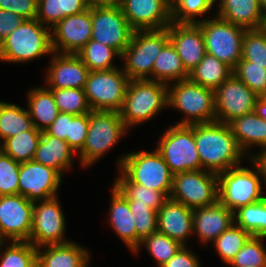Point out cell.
<instances>
[{
  "instance_id": "ac0fdd59",
  "label": "cell",
  "mask_w": 266,
  "mask_h": 267,
  "mask_svg": "<svg viewBox=\"0 0 266 267\" xmlns=\"http://www.w3.org/2000/svg\"><path fill=\"white\" fill-rule=\"evenodd\" d=\"M92 36V8L70 15L51 28V46L55 53L76 54Z\"/></svg>"
},
{
  "instance_id": "3957f363",
  "label": "cell",
  "mask_w": 266,
  "mask_h": 267,
  "mask_svg": "<svg viewBox=\"0 0 266 267\" xmlns=\"http://www.w3.org/2000/svg\"><path fill=\"white\" fill-rule=\"evenodd\" d=\"M252 168L239 165L218 174V201L233 213L266 197L259 165L251 158Z\"/></svg>"
},
{
  "instance_id": "836d02e7",
  "label": "cell",
  "mask_w": 266,
  "mask_h": 267,
  "mask_svg": "<svg viewBox=\"0 0 266 267\" xmlns=\"http://www.w3.org/2000/svg\"><path fill=\"white\" fill-rule=\"evenodd\" d=\"M41 136L42 131L34 127L32 130L7 138L1 144V150L19 163L33 160Z\"/></svg>"
},
{
  "instance_id": "74e56055",
  "label": "cell",
  "mask_w": 266,
  "mask_h": 267,
  "mask_svg": "<svg viewBox=\"0 0 266 267\" xmlns=\"http://www.w3.org/2000/svg\"><path fill=\"white\" fill-rule=\"evenodd\" d=\"M251 236L248 231L233 223L212 242V245H214L218 256L227 265L231 263Z\"/></svg>"
},
{
  "instance_id": "f5cc1de1",
  "label": "cell",
  "mask_w": 266,
  "mask_h": 267,
  "mask_svg": "<svg viewBox=\"0 0 266 267\" xmlns=\"http://www.w3.org/2000/svg\"><path fill=\"white\" fill-rule=\"evenodd\" d=\"M69 121H72V114L60 112L45 132L58 139L65 140L69 144Z\"/></svg>"
},
{
  "instance_id": "83f0119b",
  "label": "cell",
  "mask_w": 266,
  "mask_h": 267,
  "mask_svg": "<svg viewBox=\"0 0 266 267\" xmlns=\"http://www.w3.org/2000/svg\"><path fill=\"white\" fill-rule=\"evenodd\" d=\"M228 125L248 159L252 158L250 150L254 146H259L260 151L266 149V122L254 111L234 119Z\"/></svg>"
},
{
  "instance_id": "7bdbcfd3",
  "label": "cell",
  "mask_w": 266,
  "mask_h": 267,
  "mask_svg": "<svg viewBox=\"0 0 266 267\" xmlns=\"http://www.w3.org/2000/svg\"><path fill=\"white\" fill-rule=\"evenodd\" d=\"M241 58L252 62V65L266 69V33L261 29L246 30Z\"/></svg>"
},
{
  "instance_id": "9c48e42d",
  "label": "cell",
  "mask_w": 266,
  "mask_h": 267,
  "mask_svg": "<svg viewBox=\"0 0 266 267\" xmlns=\"http://www.w3.org/2000/svg\"><path fill=\"white\" fill-rule=\"evenodd\" d=\"M157 142L161 154L173 175L201 170L194 138V124L169 125Z\"/></svg>"
},
{
  "instance_id": "bcb514c9",
  "label": "cell",
  "mask_w": 266,
  "mask_h": 267,
  "mask_svg": "<svg viewBox=\"0 0 266 267\" xmlns=\"http://www.w3.org/2000/svg\"><path fill=\"white\" fill-rule=\"evenodd\" d=\"M20 164L0 151V196L19 194Z\"/></svg>"
},
{
  "instance_id": "d4e9b609",
  "label": "cell",
  "mask_w": 266,
  "mask_h": 267,
  "mask_svg": "<svg viewBox=\"0 0 266 267\" xmlns=\"http://www.w3.org/2000/svg\"><path fill=\"white\" fill-rule=\"evenodd\" d=\"M217 16L246 30L261 29L260 0H216Z\"/></svg>"
},
{
  "instance_id": "30bf717a",
  "label": "cell",
  "mask_w": 266,
  "mask_h": 267,
  "mask_svg": "<svg viewBox=\"0 0 266 267\" xmlns=\"http://www.w3.org/2000/svg\"><path fill=\"white\" fill-rule=\"evenodd\" d=\"M203 18L197 23L204 36L206 53L234 69L241 59L246 29L236 26L219 16Z\"/></svg>"
},
{
  "instance_id": "8992f818",
  "label": "cell",
  "mask_w": 266,
  "mask_h": 267,
  "mask_svg": "<svg viewBox=\"0 0 266 267\" xmlns=\"http://www.w3.org/2000/svg\"><path fill=\"white\" fill-rule=\"evenodd\" d=\"M117 160V169L131 182L164 192L170 197L173 174L161 154L151 151H131Z\"/></svg>"
},
{
  "instance_id": "4dcf8cb0",
  "label": "cell",
  "mask_w": 266,
  "mask_h": 267,
  "mask_svg": "<svg viewBox=\"0 0 266 267\" xmlns=\"http://www.w3.org/2000/svg\"><path fill=\"white\" fill-rule=\"evenodd\" d=\"M233 74L226 63L206 53L200 63L189 72V80L203 87L216 90Z\"/></svg>"
},
{
  "instance_id": "5bb4252c",
  "label": "cell",
  "mask_w": 266,
  "mask_h": 267,
  "mask_svg": "<svg viewBox=\"0 0 266 267\" xmlns=\"http://www.w3.org/2000/svg\"><path fill=\"white\" fill-rule=\"evenodd\" d=\"M134 31L118 3L110 6L92 7L91 40L115 49L122 56Z\"/></svg>"
},
{
  "instance_id": "7402d4cb",
  "label": "cell",
  "mask_w": 266,
  "mask_h": 267,
  "mask_svg": "<svg viewBox=\"0 0 266 267\" xmlns=\"http://www.w3.org/2000/svg\"><path fill=\"white\" fill-rule=\"evenodd\" d=\"M157 231L188 246L186 241L193 234V210L169 198L157 212Z\"/></svg>"
},
{
  "instance_id": "d590c367",
  "label": "cell",
  "mask_w": 266,
  "mask_h": 267,
  "mask_svg": "<svg viewBox=\"0 0 266 267\" xmlns=\"http://www.w3.org/2000/svg\"><path fill=\"white\" fill-rule=\"evenodd\" d=\"M7 243L0 249V267H37V248L29 241Z\"/></svg>"
},
{
  "instance_id": "cb8c5ba5",
  "label": "cell",
  "mask_w": 266,
  "mask_h": 267,
  "mask_svg": "<svg viewBox=\"0 0 266 267\" xmlns=\"http://www.w3.org/2000/svg\"><path fill=\"white\" fill-rule=\"evenodd\" d=\"M75 241L37 248V267H89L91 255Z\"/></svg>"
},
{
  "instance_id": "1f68e13d",
  "label": "cell",
  "mask_w": 266,
  "mask_h": 267,
  "mask_svg": "<svg viewBox=\"0 0 266 267\" xmlns=\"http://www.w3.org/2000/svg\"><path fill=\"white\" fill-rule=\"evenodd\" d=\"M34 128L28 109L0 101V144L7 138Z\"/></svg>"
},
{
  "instance_id": "d6a6232c",
  "label": "cell",
  "mask_w": 266,
  "mask_h": 267,
  "mask_svg": "<svg viewBox=\"0 0 266 267\" xmlns=\"http://www.w3.org/2000/svg\"><path fill=\"white\" fill-rule=\"evenodd\" d=\"M112 184L128 201H136V204H146L157 212L169 199L164 192L144 187L141 184L131 183L119 170L118 176Z\"/></svg>"
},
{
  "instance_id": "816d5d0a",
  "label": "cell",
  "mask_w": 266,
  "mask_h": 267,
  "mask_svg": "<svg viewBox=\"0 0 266 267\" xmlns=\"http://www.w3.org/2000/svg\"><path fill=\"white\" fill-rule=\"evenodd\" d=\"M24 21V18L15 13L0 9V44Z\"/></svg>"
},
{
  "instance_id": "c3c4849f",
  "label": "cell",
  "mask_w": 266,
  "mask_h": 267,
  "mask_svg": "<svg viewBox=\"0 0 266 267\" xmlns=\"http://www.w3.org/2000/svg\"><path fill=\"white\" fill-rule=\"evenodd\" d=\"M89 113L72 115L69 121V146L77 154L84 146L88 135Z\"/></svg>"
},
{
  "instance_id": "e0dca14e",
  "label": "cell",
  "mask_w": 266,
  "mask_h": 267,
  "mask_svg": "<svg viewBox=\"0 0 266 267\" xmlns=\"http://www.w3.org/2000/svg\"><path fill=\"white\" fill-rule=\"evenodd\" d=\"M63 176L55 169L34 160L20 164L19 194L31 202L58 196Z\"/></svg>"
},
{
  "instance_id": "7c38bea8",
  "label": "cell",
  "mask_w": 266,
  "mask_h": 267,
  "mask_svg": "<svg viewBox=\"0 0 266 267\" xmlns=\"http://www.w3.org/2000/svg\"><path fill=\"white\" fill-rule=\"evenodd\" d=\"M170 199L194 210L218 201V175L204 169L173 176Z\"/></svg>"
},
{
  "instance_id": "2e32d148",
  "label": "cell",
  "mask_w": 266,
  "mask_h": 267,
  "mask_svg": "<svg viewBox=\"0 0 266 267\" xmlns=\"http://www.w3.org/2000/svg\"><path fill=\"white\" fill-rule=\"evenodd\" d=\"M34 202L16 194L0 196V235L6 241H28Z\"/></svg>"
},
{
  "instance_id": "f907efd6",
  "label": "cell",
  "mask_w": 266,
  "mask_h": 267,
  "mask_svg": "<svg viewBox=\"0 0 266 267\" xmlns=\"http://www.w3.org/2000/svg\"><path fill=\"white\" fill-rule=\"evenodd\" d=\"M197 254L187 246H182L178 252L160 267H201Z\"/></svg>"
},
{
  "instance_id": "9f6ffc18",
  "label": "cell",
  "mask_w": 266,
  "mask_h": 267,
  "mask_svg": "<svg viewBox=\"0 0 266 267\" xmlns=\"http://www.w3.org/2000/svg\"><path fill=\"white\" fill-rule=\"evenodd\" d=\"M254 112L266 122V99L263 96L257 99Z\"/></svg>"
},
{
  "instance_id": "4fadbf2b",
  "label": "cell",
  "mask_w": 266,
  "mask_h": 267,
  "mask_svg": "<svg viewBox=\"0 0 266 267\" xmlns=\"http://www.w3.org/2000/svg\"><path fill=\"white\" fill-rule=\"evenodd\" d=\"M58 196L34 202L29 242L36 248L70 242L66 237V218ZM66 237V238H65Z\"/></svg>"
},
{
  "instance_id": "680465c9",
  "label": "cell",
  "mask_w": 266,
  "mask_h": 267,
  "mask_svg": "<svg viewBox=\"0 0 266 267\" xmlns=\"http://www.w3.org/2000/svg\"><path fill=\"white\" fill-rule=\"evenodd\" d=\"M261 12L263 20L266 18V0H260Z\"/></svg>"
},
{
  "instance_id": "b9f144b4",
  "label": "cell",
  "mask_w": 266,
  "mask_h": 267,
  "mask_svg": "<svg viewBox=\"0 0 266 267\" xmlns=\"http://www.w3.org/2000/svg\"><path fill=\"white\" fill-rule=\"evenodd\" d=\"M264 237L251 236L228 266L266 267Z\"/></svg>"
},
{
  "instance_id": "9a60e30c",
  "label": "cell",
  "mask_w": 266,
  "mask_h": 267,
  "mask_svg": "<svg viewBox=\"0 0 266 267\" xmlns=\"http://www.w3.org/2000/svg\"><path fill=\"white\" fill-rule=\"evenodd\" d=\"M258 98L255 92L232 74L214 91L216 122L229 124L253 112Z\"/></svg>"
},
{
  "instance_id": "7a4b0ae2",
  "label": "cell",
  "mask_w": 266,
  "mask_h": 267,
  "mask_svg": "<svg viewBox=\"0 0 266 267\" xmlns=\"http://www.w3.org/2000/svg\"><path fill=\"white\" fill-rule=\"evenodd\" d=\"M165 108H168L167 84L148 79L130 80L119 113L130 130L156 118Z\"/></svg>"
},
{
  "instance_id": "f35d334b",
  "label": "cell",
  "mask_w": 266,
  "mask_h": 267,
  "mask_svg": "<svg viewBox=\"0 0 266 267\" xmlns=\"http://www.w3.org/2000/svg\"><path fill=\"white\" fill-rule=\"evenodd\" d=\"M141 246L146 248L148 253H150L149 255L153 257L155 263L160 267L173 257L183 245L164 233L156 231L143 238L133 254H138Z\"/></svg>"
},
{
  "instance_id": "94428289",
  "label": "cell",
  "mask_w": 266,
  "mask_h": 267,
  "mask_svg": "<svg viewBox=\"0 0 266 267\" xmlns=\"http://www.w3.org/2000/svg\"><path fill=\"white\" fill-rule=\"evenodd\" d=\"M6 241L2 238V236L0 235V249L2 247V245L5 243Z\"/></svg>"
},
{
  "instance_id": "4316f807",
  "label": "cell",
  "mask_w": 266,
  "mask_h": 267,
  "mask_svg": "<svg viewBox=\"0 0 266 267\" xmlns=\"http://www.w3.org/2000/svg\"><path fill=\"white\" fill-rule=\"evenodd\" d=\"M108 221L112 230L122 240L130 252L136 250V228L134 226V217L130 211L128 200L112 184L111 202L108 211Z\"/></svg>"
},
{
  "instance_id": "f6af8a7d",
  "label": "cell",
  "mask_w": 266,
  "mask_h": 267,
  "mask_svg": "<svg viewBox=\"0 0 266 267\" xmlns=\"http://www.w3.org/2000/svg\"><path fill=\"white\" fill-rule=\"evenodd\" d=\"M128 205L134 217L137 249L143 238L157 231V211L146 204H136V201H128Z\"/></svg>"
},
{
  "instance_id": "ffe728a7",
  "label": "cell",
  "mask_w": 266,
  "mask_h": 267,
  "mask_svg": "<svg viewBox=\"0 0 266 267\" xmlns=\"http://www.w3.org/2000/svg\"><path fill=\"white\" fill-rule=\"evenodd\" d=\"M45 68V86L48 89L79 88L84 89L89 69L76 54L53 52Z\"/></svg>"
},
{
  "instance_id": "e575fe53",
  "label": "cell",
  "mask_w": 266,
  "mask_h": 267,
  "mask_svg": "<svg viewBox=\"0 0 266 267\" xmlns=\"http://www.w3.org/2000/svg\"><path fill=\"white\" fill-rule=\"evenodd\" d=\"M76 55L87 66L89 71L110 70L116 68L114 58L122 56L113 48L103 43L89 40L88 43L76 53ZM115 64V65H114Z\"/></svg>"
},
{
  "instance_id": "60d3db41",
  "label": "cell",
  "mask_w": 266,
  "mask_h": 267,
  "mask_svg": "<svg viewBox=\"0 0 266 267\" xmlns=\"http://www.w3.org/2000/svg\"><path fill=\"white\" fill-rule=\"evenodd\" d=\"M50 90L61 113L81 115L92 111L88 105L84 89L63 88Z\"/></svg>"
},
{
  "instance_id": "52a82bcc",
  "label": "cell",
  "mask_w": 266,
  "mask_h": 267,
  "mask_svg": "<svg viewBox=\"0 0 266 267\" xmlns=\"http://www.w3.org/2000/svg\"><path fill=\"white\" fill-rule=\"evenodd\" d=\"M168 107L183 113L184 118L177 125L216 121L214 90L189 79L168 84Z\"/></svg>"
},
{
  "instance_id": "484cf974",
  "label": "cell",
  "mask_w": 266,
  "mask_h": 267,
  "mask_svg": "<svg viewBox=\"0 0 266 267\" xmlns=\"http://www.w3.org/2000/svg\"><path fill=\"white\" fill-rule=\"evenodd\" d=\"M74 154L76 155L65 140L42 131L33 160L57 170L64 177L73 167Z\"/></svg>"
},
{
  "instance_id": "db71d44e",
  "label": "cell",
  "mask_w": 266,
  "mask_h": 267,
  "mask_svg": "<svg viewBox=\"0 0 266 267\" xmlns=\"http://www.w3.org/2000/svg\"><path fill=\"white\" fill-rule=\"evenodd\" d=\"M88 8L84 0H64V18L81 13Z\"/></svg>"
},
{
  "instance_id": "ba28073f",
  "label": "cell",
  "mask_w": 266,
  "mask_h": 267,
  "mask_svg": "<svg viewBox=\"0 0 266 267\" xmlns=\"http://www.w3.org/2000/svg\"><path fill=\"white\" fill-rule=\"evenodd\" d=\"M169 42L168 29L135 30L124 50L123 70L130 80H152L154 61Z\"/></svg>"
},
{
  "instance_id": "f1b7e54d",
  "label": "cell",
  "mask_w": 266,
  "mask_h": 267,
  "mask_svg": "<svg viewBox=\"0 0 266 267\" xmlns=\"http://www.w3.org/2000/svg\"><path fill=\"white\" fill-rule=\"evenodd\" d=\"M26 103L33 125L40 131H45L60 113L52 91L47 87H32L27 91Z\"/></svg>"
},
{
  "instance_id": "277c9868",
  "label": "cell",
  "mask_w": 266,
  "mask_h": 267,
  "mask_svg": "<svg viewBox=\"0 0 266 267\" xmlns=\"http://www.w3.org/2000/svg\"><path fill=\"white\" fill-rule=\"evenodd\" d=\"M53 53L51 29L39 20H25L0 44V61L26 63Z\"/></svg>"
},
{
  "instance_id": "7dc6e473",
  "label": "cell",
  "mask_w": 266,
  "mask_h": 267,
  "mask_svg": "<svg viewBox=\"0 0 266 267\" xmlns=\"http://www.w3.org/2000/svg\"><path fill=\"white\" fill-rule=\"evenodd\" d=\"M37 20L50 29L64 19V0H38Z\"/></svg>"
},
{
  "instance_id": "8fae6325",
  "label": "cell",
  "mask_w": 266,
  "mask_h": 267,
  "mask_svg": "<svg viewBox=\"0 0 266 267\" xmlns=\"http://www.w3.org/2000/svg\"><path fill=\"white\" fill-rule=\"evenodd\" d=\"M129 81L120 66L110 70L90 71L84 87L90 109L119 112Z\"/></svg>"
},
{
  "instance_id": "f546056e",
  "label": "cell",
  "mask_w": 266,
  "mask_h": 267,
  "mask_svg": "<svg viewBox=\"0 0 266 267\" xmlns=\"http://www.w3.org/2000/svg\"><path fill=\"white\" fill-rule=\"evenodd\" d=\"M188 78L189 72L185 69L175 47L169 41L154 61L152 81H159L168 85Z\"/></svg>"
},
{
  "instance_id": "6da1fadb",
  "label": "cell",
  "mask_w": 266,
  "mask_h": 267,
  "mask_svg": "<svg viewBox=\"0 0 266 267\" xmlns=\"http://www.w3.org/2000/svg\"><path fill=\"white\" fill-rule=\"evenodd\" d=\"M194 138L201 169L220 174L241 165L247 156L240 149L228 124H194Z\"/></svg>"
},
{
  "instance_id": "11a10c76",
  "label": "cell",
  "mask_w": 266,
  "mask_h": 267,
  "mask_svg": "<svg viewBox=\"0 0 266 267\" xmlns=\"http://www.w3.org/2000/svg\"><path fill=\"white\" fill-rule=\"evenodd\" d=\"M252 159L259 165L262 175L264 178V184L266 186V149L260 151V152H254L252 154Z\"/></svg>"
},
{
  "instance_id": "603a6c76",
  "label": "cell",
  "mask_w": 266,
  "mask_h": 267,
  "mask_svg": "<svg viewBox=\"0 0 266 267\" xmlns=\"http://www.w3.org/2000/svg\"><path fill=\"white\" fill-rule=\"evenodd\" d=\"M233 223L234 213L219 201L193 210V234L201 244L213 242Z\"/></svg>"
},
{
  "instance_id": "5b68a950",
  "label": "cell",
  "mask_w": 266,
  "mask_h": 267,
  "mask_svg": "<svg viewBox=\"0 0 266 267\" xmlns=\"http://www.w3.org/2000/svg\"><path fill=\"white\" fill-rule=\"evenodd\" d=\"M129 129L117 111H91L88 135L83 148L77 153L79 164L88 168L98 162L108 151L118 145ZM100 158V159H99Z\"/></svg>"
},
{
  "instance_id": "d6986e66",
  "label": "cell",
  "mask_w": 266,
  "mask_h": 267,
  "mask_svg": "<svg viewBox=\"0 0 266 267\" xmlns=\"http://www.w3.org/2000/svg\"><path fill=\"white\" fill-rule=\"evenodd\" d=\"M118 4L134 30H160L172 23L169 0H118Z\"/></svg>"
},
{
  "instance_id": "681fc988",
  "label": "cell",
  "mask_w": 266,
  "mask_h": 267,
  "mask_svg": "<svg viewBox=\"0 0 266 267\" xmlns=\"http://www.w3.org/2000/svg\"><path fill=\"white\" fill-rule=\"evenodd\" d=\"M38 0H0V9L11 11L25 20L36 19Z\"/></svg>"
},
{
  "instance_id": "8d00e7d4",
  "label": "cell",
  "mask_w": 266,
  "mask_h": 267,
  "mask_svg": "<svg viewBox=\"0 0 266 267\" xmlns=\"http://www.w3.org/2000/svg\"><path fill=\"white\" fill-rule=\"evenodd\" d=\"M234 223L252 236L266 238V197L236 210Z\"/></svg>"
},
{
  "instance_id": "ee69618b",
  "label": "cell",
  "mask_w": 266,
  "mask_h": 267,
  "mask_svg": "<svg viewBox=\"0 0 266 267\" xmlns=\"http://www.w3.org/2000/svg\"><path fill=\"white\" fill-rule=\"evenodd\" d=\"M233 74L258 96L266 94V69L263 66L252 65V62L241 58Z\"/></svg>"
},
{
  "instance_id": "ab89813d",
  "label": "cell",
  "mask_w": 266,
  "mask_h": 267,
  "mask_svg": "<svg viewBox=\"0 0 266 267\" xmlns=\"http://www.w3.org/2000/svg\"><path fill=\"white\" fill-rule=\"evenodd\" d=\"M171 4L172 22L196 24L203 20L201 16L214 9L216 0H174Z\"/></svg>"
},
{
  "instance_id": "44dd1931",
  "label": "cell",
  "mask_w": 266,
  "mask_h": 267,
  "mask_svg": "<svg viewBox=\"0 0 266 267\" xmlns=\"http://www.w3.org/2000/svg\"><path fill=\"white\" fill-rule=\"evenodd\" d=\"M169 41L175 47L185 69L190 72L206 55L201 27L196 23H174L168 27Z\"/></svg>"
},
{
  "instance_id": "91938a15",
  "label": "cell",
  "mask_w": 266,
  "mask_h": 267,
  "mask_svg": "<svg viewBox=\"0 0 266 267\" xmlns=\"http://www.w3.org/2000/svg\"><path fill=\"white\" fill-rule=\"evenodd\" d=\"M262 30L266 33V18L263 20Z\"/></svg>"
},
{
  "instance_id": "6f0895ef",
  "label": "cell",
  "mask_w": 266,
  "mask_h": 267,
  "mask_svg": "<svg viewBox=\"0 0 266 267\" xmlns=\"http://www.w3.org/2000/svg\"><path fill=\"white\" fill-rule=\"evenodd\" d=\"M85 4L89 7L110 6L118 3V0H84Z\"/></svg>"
}]
</instances>
